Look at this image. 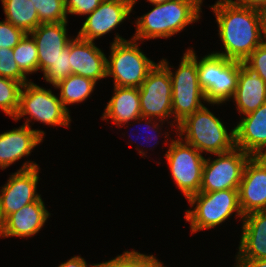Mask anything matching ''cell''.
<instances>
[{
	"label": "cell",
	"mask_w": 266,
	"mask_h": 267,
	"mask_svg": "<svg viewBox=\"0 0 266 267\" xmlns=\"http://www.w3.org/2000/svg\"><path fill=\"white\" fill-rule=\"evenodd\" d=\"M215 13L225 52H215L227 59L244 61L264 42L260 11L240 6L233 0H217Z\"/></svg>",
	"instance_id": "cell-1"
},
{
	"label": "cell",
	"mask_w": 266,
	"mask_h": 267,
	"mask_svg": "<svg viewBox=\"0 0 266 267\" xmlns=\"http://www.w3.org/2000/svg\"><path fill=\"white\" fill-rule=\"evenodd\" d=\"M203 0H171L155 7L137 18L136 32L132 39L148 40L168 38L200 19Z\"/></svg>",
	"instance_id": "cell-2"
},
{
	"label": "cell",
	"mask_w": 266,
	"mask_h": 267,
	"mask_svg": "<svg viewBox=\"0 0 266 267\" xmlns=\"http://www.w3.org/2000/svg\"><path fill=\"white\" fill-rule=\"evenodd\" d=\"M176 128V131H179V137L185 143L194 146L200 153L207 152L215 155L228 152L235 147L234 129L228 134L221 120L205 106L188 115Z\"/></svg>",
	"instance_id": "cell-3"
},
{
	"label": "cell",
	"mask_w": 266,
	"mask_h": 267,
	"mask_svg": "<svg viewBox=\"0 0 266 267\" xmlns=\"http://www.w3.org/2000/svg\"><path fill=\"white\" fill-rule=\"evenodd\" d=\"M181 59L175 74L171 71L166 59L160 60L169 70L172 82V116L175 119L173 123L177 122V127L188 115L204 106L201 100L206 101L198 80L196 53L188 49Z\"/></svg>",
	"instance_id": "cell-4"
},
{
	"label": "cell",
	"mask_w": 266,
	"mask_h": 267,
	"mask_svg": "<svg viewBox=\"0 0 266 267\" xmlns=\"http://www.w3.org/2000/svg\"><path fill=\"white\" fill-rule=\"evenodd\" d=\"M115 36L110 46V61H106L107 77H113L114 86L139 88L156 63L140 51L136 40Z\"/></svg>",
	"instance_id": "cell-5"
},
{
	"label": "cell",
	"mask_w": 266,
	"mask_h": 267,
	"mask_svg": "<svg viewBox=\"0 0 266 267\" xmlns=\"http://www.w3.org/2000/svg\"><path fill=\"white\" fill-rule=\"evenodd\" d=\"M187 200L191 207L196 205L194 209L185 212V220L190 222L192 233L216 227L234 212L236 217H244L239 206L238 189L199 192Z\"/></svg>",
	"instance_id": "cell-6"
},
{
	"label": "cell",
	"mask_w": 266,
	"mask_h": 267,
	"mask_svg": "<svg viewBox=\"0 0 266 267\" xmlns=\"http://www.w3.org/2000/svg\"><path fill=\"white\" fill-rule=\"evenodd\" d=\"M197 72L206 102L219 105L233 98L239 75V61L211 53L197 60Z\"/></svg>",
	"instance_id": "cell-7"
},
{
	"label": "cell",
	"mask_w": 266,
	"mask_h": 267,
	"mask_svg": "<svg viewBox=\"0 0 266 267\" xmlns=\"http://www.w3.org/2000/svg\"><path fill=\"white\" fill-rule=\"evenodd\" d=\"M25 115L51 126L68 127L71 121L60 98L50 89L46 90L31 81L25 83L21 89L19 108L13 120L17 121Z\"/></svg>",
	"instance_id": "cell-8"
},
{
	"label": "cell",
	"mask_w": 266,
	"mask_h": 267,
	"mask_svg": "<svg viewBox=\"0 0 266 267\" xmlns=\"http://www.w3.org/2000/svg\"><path fill=\"white\" fill-rule=\"evenodd\" d=\"M164 155L173 180L186 199L199 193L205 163L202 154L194 146L177 138L171 140L169 149Z\"/></svg>",
	"instance_id": "cell-9"
},
{
	"label": "cell",
	"mask_w": 266,
	"mask_h": 267,
	"mask_svg": "<svg viewBox=\"0 0 266 267\" xmlns=\"http://www.w3.org/2000/svg\"><path fill=\"white\" fill-rule=\"evenodd\" d=\"M216 155L218 158L213 161L205 159L200 192L238 189L245 164L251 156L237 147Z\"/></svg>",
	"instance_id": "cell-10"
},
{
	"label": "cell",
	"mask_w": 266,
	"mask_h": 267,
	"mask_svg": "<svg viewBox=\"0 0 266 267\" xmlns=\"http://www.w3.org/2000/svg\"><path fill=\"white\" fill-rule=\"evenodd\" d=\"M139 96L143 117L159 118L164 123L172 116V82L169 70L161 62L149 71L139 87Z\"/></svg>",
	"instance_id": "cell-11"
},
{
	"label": "cell",
	"mask_w": 266,
	"mask_h": 267,
	"mask_svg": "<svg viewBox=\"0 0 266 267\" xmlns=\"http://www.w3.org/2000/svg\"><path fill=\"white\" fill-rule=\"evenodd\" d=\"M39 170L36 163L27 161L17 172L10 175L0 190V214L3 220L41 197L37 193Z\"/></svg>",
	"instance_id": "cell-12"
},
{
	"label": "cell",
	"mask_w": 266,
	"mask_h": 267,
	"mask_svg": "<svg viewBox=\"0 0 266 267\" xmlns=\"http://www.w3.org/2000/svg\"><path fill=\"white\" fill-rule=\"evenodd\" d=\"M238 196L243 216L266 211V161L261 156H251L245 164Z\"/></svg>",
	"instance_id": "cell-13"
},
{
	"label": "cell",
	"mask_w": 266,
	"mask_h": 267,
	"mask_svg": "<svg viewBox=\"0 0 266 267\" xmlns=\"http://www.w3.org/2000/svg\"><path fill=\"white\" fill-rule=\"evenodd\" d=\"M133 10V5L125 0H103L90 13L78 32V37L93 42L106 35L123 22Z\"/></svg>",
	"instance_id": "cell-14"
},
{
	"label": "cell",
	"mask_w": 266,
	"mask_h": 267,
	"mask_svg": "<svg viewBox=\"0 0 266 267\" xmlns=\"http://www.w3.org/2000/svg\"><path fill=\"white\" fill-rule=\"evenodd\" d=\"M69 56L72 74L95 82L107 77V57L94 42L76 36L69 43Z\"/></svg>",
	"instance_id": "cell-15"
},
{
	"label": "cell",
	"mask_w": 266,
	"mask_h": 267,
	"mask_svg": "<svg viewBox=\"0 0 266 267\" xmlns=\"http://www.w3.org/2000/svg\"><path fill=\"white\" fill-rule=\"evenodd\" d=\"M30 118L25 124L0 134V168L6 169L14 162L31 154L34 147L43 142L45 132L31 129Z\"/></svg>",
	"instance_id": "cell-16"
},
{
	"label": "cell",
	"mask_w": 266,
	"mask_h": 267,
	"mask_svg": "<svg viewBox=\"0 0 266 267\" xmlns=\"http://www.w3.org/2000/svg\"><path fill=\"white\" fill-rule=\"evenodd\" d=\"M66 26L67 22L41 23L29 33L37 45L38 71L44 73L72 40L67 36Z\"/></svg>",
	"instance_id": "cell-17"
},
{
	"label": "cell",
	"mask_w": 266,
	"mask_h": 267,
	"mask_svg": "<svg viewBox=\"0 0 266 267\" xmlns=\"http://www.w3.org/2000/svg\"><path fill=\"white\" fill-rule=\"evenodd\" d=\"M234 134L235 147L250 156H262L266 152V102L243 116L234 127Z\"/></svg>",
	"instance_id": "cell-18"
},
{
	"label": "cell",
	"mask_w": 266,
	"mask_h": 267,
	"mask_svg": "<svg viewBox=\"0 0 266 267\" xmlns=\"http://www.w3.org/2000/svg\"><path fill=\"white\" fill-rule=\"evenodd\" d=\"M233 99L239 113L247 115L266 102V83L245 61H239V75Z\"/></svg>",
	"instance_id": "cell-19"
},
{
	"label": "cell",
	"mask_w": 266,
	"mask_h": 267,
	"mask_svg": "<svg viewBox=\"0 0 266 267\" xmlns=\"http://www.w3.org/2000/svg\"><path fill=\"white\" fill-rule=\"evenodd\" d=\"M102 119H111L118 127L133 120H140L141 122L142 120H147L146 124H155L151 123V121H154V118L142 116L139 88L130 87L114 86V94L106 105Z\"/></svg>",
	"instance_id": "cell-20"
},
{
	"label": "cell",
	"mask_w": 266,
	"mask_h": 267,
	"mask_svg": "<svg viewBox=\"0 0 266 267\" xmlns=\"http://www.w3.org/2000/svg\"><path fill=\"white\" fill-rule=\"evenodd\" d=\"M49 216L50 213L40 197L4 220L2 237H31L41 230Z\"/></svg>",
	"instance_id": "cell-21"
},
{
	"label": "cell",
	"mask_w": 266,
	"mask_h": 267,
	"mask_svg": "<svg viewBox=\"0 0 266 267\" xmlns=\"http://www.w3.org/2000/svg\"><path fill=\"white\" fill-rule=\"evenodd\" d=\"M242 222L236 259H266V211L249 213Z\"/></svg>",
	"instance_id": "cell-22"
},
{
	"label": "cell",
	"mask_w": 266,
	"mask_h": 267,
	"mask_svg": "<svg viewBox=\"0 0 266 267\" xmlns=\"http://www.w3.org/2000/svg\"><path fill=\"white\" fill-rule=\"evenodd\" d=\"M1 2L6 15L5 20L25 33L32 32L41 24L31 0H1Z\"/></svg>",
	"instance_id": "cell-23"
},
{
	"label": "cell",
	"mask_w": 266,
	"mask_h": 267,
	"mask_svg": "<svg viewBox=\"0 0 266 267\" xmlns=\"http://www.w3.org/2000/svg\"><path fill=\"white\" fill-rule=\"evenodd\" d=\"M96 83L90 78L71 74L55 88L60 90L59 98L64 108L69 112L66 106L86 100L93 92Z\"/></svg>",
	"instance_id": "cell-24"
},
{
	"label": "cell",
	"mask_w": 266,
	"mask_h": 267,
	"mask_svg": "<svg viewBox=\"0 0 266 267\" xmlns=\"http://www.w3.org/2000/svg\"><path fill=\"white\" fill-rule=\"evenodd\" d=\"M29 36V33H26L13 48L14 60L25 76L38 71L37 45L33 37Z\"/></svg>",
	"instance_id": "cell-25"
},
{
	"label": "cell",
	"mask_w": 266,
	"mask_h": 267,
	"mask_svg": "<svg viewBox=\"0 0 266 267\" xmlns=\"http://www.w3.org/2000/svg\"><path fill=\"white\" fill-rule=\"evenodd\" d=\"M22 87V83L0 76V109L12 118H14L19 108Z\"/></svg>",
	"instance_id": "cell-26"
},
{
	"label": "cell",
	"mask_w": 266,
	"mask_h": 267,
	"mask_svg": "<svg viewBox=\"0 0 266 267\" xmlns=\"http://www.w3.org/2000/svg\"><path fill=\"white\" fill-rule=\"evenodd\" d=\"M101 267H166L154 255H145L137 251H125L122 255L107 262Z\"/></svg>",
	"instance_id": "cell-27"
},
{
	"label": "cell",
	"mask_w": 266,
	"mask_h": 267,
	"mask_svg": "<svg viewBox=\"0 0 266 267\" xmlns=\"http://www.w3.org/2000/svg\"><path fill=\"white\" fill-rule=\"evenodd\" d=\"M40 23L67 22L65 0H31Z\"/></svg>",
	"instance_id": "cell-28"
},
{
	"label": "cell",
	"mask_w": 266,
	"mask_h": 267,
	"mask_svg": "<svg viewBox=\"0 0 266 267\" xmlns=\"http://www.w3.org/2000/svg\"><path fill=\"white\" fill-rule=\"evenodd\" d=\"M69 44L63 48L58 58L50 65L43 73L46 82H49L54 87L62 82L65 78L72 74L70 66Z\"/></svg>",
	"instance_id": "cell-29"
},
{
	"label": "cell",
	"mask_w": 266,
	"mask_h": 267,
	"mask_svg": "<svg viewBox=\"0 0 266 267\" xmlns=\"http://www.w3.org/2000/svg\"><path fill=\"white\" fill-rule=\"evenodd\" d=\"M0 76L16 80L23 85L29 82L14 60L13 49L0 48Z\"/></svg>",
	"instance_id": "cell-30"
},
{
	"label": "cell",
	"mask_w": 266,
	"mask_h": 267,
	"mask_svg": "<svg viewBox=\"0 0 266 267\" xmlns=\"http://www.w3.org/2000/svg\"><path fill=\"white\" fill-rule=\"evenodd\" d=\"M25 32L7 20L0 21V48L13 49L25 36Z\"/></svg>",
	"instance_id": "cell-31"
},
{
	"label": "cell",
	"mask_w": 266,
	"mask_h": 267,
	"mask_svg": "<svg viewBox=\"0 0 266 267\" xmlns=\"http://www.w3.org/2000/svg\"><path fill=\"white\" fill-rule=\"evenodd\" d=\"M266 83V41L260 44L245 60Z\"/></svg>",
	"instance_id": "cell-32"
},
{
	"label": "cell",
	"mask_w": 266,
	"mask_h": 267,
	"mask_svg": "<svg viewBox=\"0 0 266 267\" xmlns=\"http://www.w3.org/2000/svg\"><path fill=\"white\" fill-rule=\"evenodd\" d=\"M103 0H65L67 14L89 15Z\"/></svg>",
	"instance_id": "cell-33"
},
{
	"label": "cell",
	"mask_w": 266,
	"mask_h": 267,
	"mask_svg": "<svg viewBox=\"0 0 266 267\" xmlns=\"http://www.w3.org/2000/svg\"><path fill=\"white\" fill-rule=\"evenodd\" d=\"M58 267H88L84 258L80 256H74L70 260L61 263ZM89 267H101V263L89 265Z\"/></svg>",
	"instance_id": "cell-34"
},
{
	"label": "cell",
	"mask_w": 266,
	"mask_h": 267,
	"mask_svg": "<svg viewBox=\"0 0 266 267\" xmlns=\"http://www.w3.org/2000/svg\"><path fill=\"white\" fill-rule=\"evenodd\" d=\"M237 267H266V259H236Z\"/></svg>",
	"instance_id": "cell-35"
},
{
	"label": "cell",
	"mask_w": 266,
	"mask_h": 267,
	"mask_svg": "<svg viewBox=\"0 0 266 267\" xmlns=\"http://www.w3.org/2000/svg\"><path fill=\"white\" fill-rule=\"evenodd\" d=\"M234 2L240 6L249 7L259 11L266 7V0H234Z\"/></svg>",
	"instance_id": "cell-36"
},
{
	"label": "cell",
	"mask_w": 266,
	"mask_h": 267,
	"mask_svg": "<svg viewBox=\"0 0 266 267\" xmlns=\"http://www.w3.org/2000/svg\"><path fill=\"white\" fill-rule=\"evenodd\" d=\"M263 38L266 41V7L260 10Z\"/></svg>",
	"instance_id": "cell-37"
},
{
	"label": "cell",
	"mask_w": 266,
	"mask_h": 267,
	"mask_svg": "<svg viewBox=\"0 0 266 267\" xmlns=\"http://www.w3.org/2000/svg\"><path fill=\"white\" fill-rule=\"evenodd\" d=\"M4 231V220L0 214V237H2Z\"/></svg>",
	"instance_id": "cell-38"
},
{
	"label": "cell",
	"mask_w": 266,
	"mask_h": 267,
	"mask_svg": "<svg viewBox=\"0 0 266 267\" xmlns=\"http://www.w3.org/2000/svg\"><path fill=\"white\" fill-rule=\"evenodd\" d=\"M147 1H149L152 4H161V3L171 1V0H147Z\"/></svg>",
	"instance_id": "cell-39"
},
{
	"label": "cell",
	"mask_w": 266,
	"mask_h": 267,
	"mask_svg": "<svg viewBox=\"0 0 266 267\" xmlns=\"http://www.w3.org/2000/svg\"><path fill=\"white\" fill-rule=\"evenodd\" d=\"M157 126L160 127V126L158 125V123L156 122V124H155L153 127L150 126V128H152V129L155 128L156 131H157V129H159ZM152 129H150V130H152ZM156 136H157V135H154V137H156ZM154 137H153V138H154ZM153 138H152V139H153ZM148 139H149V138H148ZM154 139H155V138H154ZM149 140H151V138H150ZM156 144H157V143H156Z\"/></svg>",
	"instance_id": "cell-40"
},
{
	"label": "cell",
	"mask_w": 266,
	"mask_h": 267,
	"mask_svg": "<svg viewBox=\"0 0 266 267\" xmlns=\"http://www.w3.org/2000/svg\"><path fill=\"white\" fill-rule=\"evenodd\" d=\"M125 1L130 2V3L134 6V4H135L138 0H125Z\"/></svg>",
	"instance_id": "cell-41"
},
{
	"label": "cell",
	"mask_w": 266,
	"mask_h": 267,
	"mask_svg": "<svg viewBox=\"0 0 266 267\" xmlns=\"http://www.w3.org/2000/svg\"><path fill=\"white\" fill-rule=\"evenodd\" d=\"M261 157L266 161V152Z\"/></svg>",
	"instance_id": "cell-42"
}]
</instances>
